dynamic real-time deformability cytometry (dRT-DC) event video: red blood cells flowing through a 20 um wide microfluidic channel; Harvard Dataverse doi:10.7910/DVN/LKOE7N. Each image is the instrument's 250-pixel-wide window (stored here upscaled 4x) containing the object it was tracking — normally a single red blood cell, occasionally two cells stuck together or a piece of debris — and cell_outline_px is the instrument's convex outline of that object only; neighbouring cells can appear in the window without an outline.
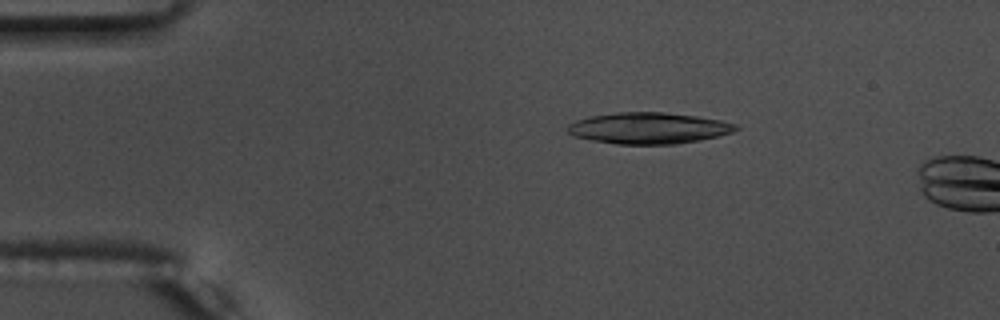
{"species": "common noctule bat (a hibernating species)", "species_latin": "Nyctalus noctula", "temperature_condition": "warm", "stored_images_in_passage": 13, "camera_frame_rate_fps": 3000, "um_per_image_px": 0.085, "animal": {"sex": "male", "body_mass_g": 17.5, "forearm_length_mm": 52.3}, "frame": {"image": 1, "passage_image": 10, "time_ms": 3.0, "image_size_px": [1000, 320], "cell_outline_px": [[740, 128], [732, 132], [700, 140], [676, 144], [616, 144], [592, 140], [572, 136], [568, 132], [568, 124], [576, 120], [588, 116], [616, 112], [664, 112], [696, 116], [720, 120], [736, 124]], "centroid_in_image_um": [55.1, 10.89], "position_along_channel_um": 29.9, "area_um2": 30.69}}